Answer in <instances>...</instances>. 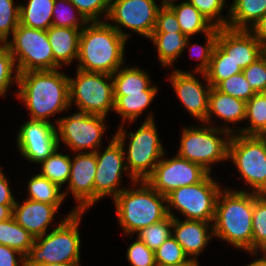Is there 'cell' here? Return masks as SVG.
<instances>
[{
	"label": "cell",
	"instance_id": "e0dca14e",
	"mask_svg": "<svg viewBox=\"0 0 266 266\" xmlns=\"http://www.w3.org/2000/svg\"><path fill=\"white\" fill-rule=\"evenodd\" d=\"M200 74L207 83L206 87L194 76L195 73L192 74L179 69L172 71L168 79H170L169 81H171L170 83L183 107L194 118L204 123L208 113L209 93L212 86L208 83L205 73Z\"/></svg>",
	"mask_w": 266,
	"mask_h": 266
},
{
	"label": "cell",
	"instance_id": "277c9868",
	"mask_svg": "<svg viewBox=\"0 0 266 266\" xmlns=\"http://www.w3.org/2000/svg\"><path fill=\"white\" fill-rule=\"evenodd\" d=\"M83 212L74 210L64 217L50 233L36 237L25 256V266L80 261L79 223Z\"/></svg>",
	"mask_w": 266,
	"mask_h": 266
},
{
	"label": "cell",
	"instance_id": "bcb514c9",
	"mask_svg": "<svg viewBox=\"0 0 266 266\" xmlns=\"http://www.w3.org/2000/svg\"><path fill=\"white\" fill-rule=\"evenodd\" d=\"M127 259L131 266H156L154 251L138 238L130 244Z\"/></svg>",
	"mask_w": 266,
	"mask_h": 266
},
{
	"label": "cell",
	"instance_id": "c3c4849f",
	"mask_svg": "<svg viewBox=\"0 0 266 266\" xmlns=\"http://www.w3.org/2000/svg\"><path fill=\"white\" fill-rule=\"evenodd\" d=\"M19 255V256H16ZM16 257H19L16 258ZM19 263V264H18ZM25 266V257L18 250L0 245V266Z\"/></svg>",
	"mask_w": 266,
	"mask_h": 266
},
{
	"label": "cell",
	"instance_id": "ac0fdd59",
	"mask_svg": "<svg viewBox=\"0 0 266 266\" xmlns=\"http://www.w3.org/2000/svg\"><path fill=\"white\" fill-rule=\"evenodd\" d=\"M97 171L95 152L76 153L71 159L67 191L70 190L78 205L75 212H85L94 204V179Z\"/></svg>",
	"mask_w": 266,
	"mask_h": 266
},
{
	"label": "cell",
	"instance_id": "52a82bcc",
	"mask_svg": "<svg viewBox=\"0 0 266 266\" xmlns=\"http://www.w3.org/2000/svg\"><path fill=\"white\" fill-rule=\"evenodd\" d=\"M236 133L237 130L230 127L217 128L208 124L206 126L204 123L202 127L184 128L177 154L181 158L201 165L210 173L213 163L229 159V142L232 134ZM223 134L226 135L225 139L218 137Z\"/></svg>",
	"mask_w": 266,
	"mask_h": 266
},
{
	"label": "cell",
	"instance_id": "f546056e",
	"mask_svg": "<svg viewBox=\"0 0 266 266\" xmlns=\"http://www.w3.org/2000/svg\"><path fill=\"white\" fill-rule=\"evenodd\" d=\"M158 91H143V94L114 96V112L122 116L123 121L133 123L149 106Z\"/></svg>",
	"mask_w": 266,
	"mask_h": 266
},
{
	"label": "cell",
	"instance_id": "816d5d0a",
	"mask_svg": "<svg viewBox=\"0 0 266 266\" xmlns=\"http://www.w3.org/2000/svg\"><path fill=\"white\" fill-rule=\"evenodd\" d=\"M14 205H0V221L13 217Z\"/></svg>",
	"mask_w": 266,
	"mask_h": 266
},
{
	"label": "cell",
	"instance_id": "5b68a950",
	"mask_svg": "<svg viewBox=\"0 0 266 266\" xmlns=\"http://www.w3.org/2000/svg\"><path fill=\"white\" fill-rule=\"evenodd\" d=\"M137 183L139 189H124L114 198L119 224L126 234H137L168 216L166 196L158 193L145 180Z\"/></svg>",
	"mask_w": 266,
	"mask_h": 266
},
{
	"label": "cell",
	"instance_id": "60d3db41",
	"mask_svg": "<svg viewBox=\"0 0 266 266\" xmlns=\"http://www.w3.org/2000/svg\"><path fill=\"white\" fill-rule=\"evenodd\" d=\"M15 68V69H13ZM14 58L6 43L0 44V96H5L11 82H18V75ZM16 72H14V71ZM15 75H14V73Z\"/></svg>",
	"mask_w": 266,
	"mask_h": 266
},
{
	"label": "cell",
	"instance_id": "4dcf8cb0",
	"mask_svg": "<svg viewBox=\"0 0 266 266\" xmlns=\"http://www.w3.org/2000/svg\"><path fill=\"white\" fill-rule=\"evenodd\" d=\"M27 188L29 191V198L27 199L55 205L57 208L60 207L64 198L68 195V192L64 191L62 193L57 184L39 173L29 179Z\"/></svg>",
	"mask_w": 266,
	"mask_h": 266
},
{
	"label": "cell",
	"instance_id": "5bb4252c",
	"mask_svg": "<svg viewBox=\"0 0 266 266\" xmlns=\"http://www.w3.org/2000/svg\"><path fill=\"white\" fill-rule=\"evenodd\" d=\"M125 138H115L108 144L104 152L99 149L95 152L97 171L94 179V204L105 196L114 199L125 188H118L122 172L126 171L125 164Z\"/></svg>",
	"mask_w": 266,
	"mask_h": 266
},
{
	"label": "cell",
	"instance_id": "2e32d148",
	"mask_svg": "<svg viewBox=\"0 0 266 266\" xmlns=\"http://www.w3.org/2000/svg\"><path fill=\"white\" fill-rule=\"evenodd\" d=\"M17 135V147L22 156L41 163L59 148L56 127L52 122L27 120Z\"/></svg>",
	"mask_w": 266,
	"mask_h": 266
},
{
	"label": "cell",
	"instance_id": "b9f144b4",
	"mask_svg": "<svg viewBox=\"0 0 266 266\" xmlns=\"http://www.w3.org/2000/svg\"><path fill=\"white\" fill-rule=\"evenodd\" d=\"M205 37H206L205 46H202L201 44L198 45L197 43H195V44L191 45V47H189L190 48L189 53L190 54L192 53V55L193 54L196 55L197 60L200 59L198 66H196V68L194 69V71L192 73H205L208 70L214 48L217 44L218 27H214L210 32L206 33ZM196 47H198V48H196Z\"/></svg>",
	"mask_w": 266,
	"mask_h": 266
},
{
	"label": "cell",
	"instance_id": "8fae6325",
	"mask_svg": "<svg viewBox=\"0 0 266 266\" xmlns=\"http://www.w3.org/2000/svg\"><path fill=\"white\" fill-rule=\"evenodd\" d=\"M228 158L252 192L262 194L266 190V136L232 134Z\"/></svg>",
	"mask_w": 266,
	"mask_h": 266
},
{
	"label": "cell",
	"instance_id": "83f0119b",
	"mask_svg": "<svg viewBox=\"0 0 266 266\" xmlns=\"http://www.w3.org/2000/svg\"><path fill=\"white\" fill-rule=\"evenodd\" d=\"M55 0H28L20 4V24L33 29L47 30L52 26Z\"/></svg>",
	"mask_w": 266,
	"mask_h": 266
},
{
	"label": "cell",
	"instance_id": "9f6ffc18",
	"mask_svg": "<svg viewBox=\"0 0 266 266\" xmlns=\"http://www.w3.org/2000/svg\"><path fill=\"white\" fill-rule=\"evenodd\" d=\"M260 252L264 253L262 255L266 257V246L263 249H261Z\"/></svg>",
	"mask_w": 266,
	"mask_h": 266
},
{
	"label": "cell",
	"instance_id": "ee69618b",
	"mask_svg": "<svg viewBox=\"0 0 266 266\" xmlns=\"http://www.w3.org/2000/svg\"><path fill=\"white\" fill-rule=\"evenodd\" d=\"M78 12L88 21H101V15L107 19L111 0H69Z\"/></svg>",
	"mask_w": 266,
	"mask_h": 266
},
{
	"label": "cell",
	"instance_id": "d590c367",
	"mask_svg": "<svg viewBox=\"0 0 266 266\" xmlns=\"http://www.w3.org/2000/svg\"><path fill=\"white\" fill-rule=\"evenodd\" d=\"M75 10L79 15H77L78 18L73 14V12L76 13ZM52 11L53 26L77 28L82 30L86 24H88V21L78 12V9L69 0H55Z\"/></svg>",
	"mask_w": 266,
	"mask_h": 266
},
{
	"label": "cell",
	"instance_id": "e575fe53",
	"mask_svg": "<svg viewBox=\"0 0 266 266\" xmlns=\"http://www.w3.org/2000/svg\"><path fill=\"white\" fill-rule=\"evenodd\" d=\"M266 246V196L254 192V206L252 214V252L256 255L258 250Z\"/></svg>",
	"mask_w": 266,
	"mask_h": 266
},
{
	"label": "cell",
	"instance_id": "f35d334b",
	"mask_svg": "<svg viewBox=\"0 0 266 266\" xmlns=\"http://www.w3.org/2000/svg\"><path fill=\"white\" fill-rule=\"evenodd\" d=\"M20 23V5L14 6V0H0V41L10 40L9 35Z\"/></svg>",
	"mask_w": 266,
	"mask_h": 266
},
{
	"label": "cell",
	"instance_id": "7c38bea8",
	"mask_svg": "<svg viewBox=\"0 0 266 266\" xmlns=\"http://www.w3.org/2000/svg\"><path fill=\"white\" fill-rule=\"evenodd\" d=\"M56 129L58 144L60 140L73 152L81 153L85 150L96 152L101 146L102 136L107 128L104 124L105 116L76 112L67 117L57 118Z\"/></svg>",
	"mask_w": 266,
	"mask_h": 266
},
{
	"label": "cell",
	"instance_id": "484cf974",
	"mask_svg": "<svg viewBox=\"0 0 266 266\" xmlns=\"http://www.w3.org/2000/svg\"><path fill=\"white\" fill-rule=\"evenodd\" d=\"M175 0L164 2L175 14L180 29L187 37L210 32L215 26L188 0L175 5Z\"/></svg>",
	"mask_w": 266,
	"mask_h": 266
},
{
	"label": "cell",
	"instance_id": "d6a6232c",
	"mask_svg": "<svg viewBox=\"0 0 266 266\" xmlns=\"http://www.w3.org/2000/svg\"><path fill=\"white\" fill-rule=\"evenodd\" d=\"M241 72L242 69L216 44L209 68L205 72L208 83L216 87L221 81Z\"/></svg>",
	"mask_w": 266,
	"mask_h": 266
},
{
	"label": "cell",
	"instance_id": "cb8c5ba5",
	"mask_svg": "<svg viewBox=\"0 0 266 266\" xmlns=\"http://www.w3.org/2000/svg\"><path fill=\"white\" fill-rule=\"evenodd\" d=\"M232 4L227 22L230 29L250 30L266 15V0H233Z\"/></svg>",
	"mask_w": 266,
	"mask_h": 266
},
{
	"label": "cell",
	"instance_id": "1f68e13d",
	"mask_svg": "<svg viewBox=\"0 0 266 266\" xmlns=\"http://www.w3.org/2000/svg\"><path fill=\"white\" fill-rule=\"evenodd\" d=\"M245 119H250V126L237 129V133L266 136V92L256 93L246 102Z\"/></svg>",
	"mask_w": 266,
	"mask_h": 266
},
{
	"label": "cell",
	"instance_id": "74e56055",
	"mask_svg": "<svg viewBox=\"0 0 266 266\" xmlns=\"http://www.w3.org/2000/svg\"><path fill=\"white\" fill-rule=\"evenodd\" d=\"M156 266H170L190 260L182 246L170 236L154 251Z\"/></svg>",
	"mask_w": 266,
	"mask_h": 266
},
{
	"label": "cell",
	"instance_id": "6da1fadb",
	"mask_svg": "<svg viewBox=\"0 0 266 266\" xmlns=\"http://www.w3.org/2000/svg\"><path fill=\"white\" fill-rule=\"evenodd\" d=\"M55 70L19 73L17 96L30 111V120L51 122L50 116L70 106L69 77Z\"/></svg>",
	"mask_w": 266,
	"mask_h": 266
},
{
	"label": "cell",
	"instance_id": "44dd1931",
	"mask_svg": "<svg viewBox=\"0 0 266 266\" xmlns=\"http://www.w3.org/2000/svg\"><path fill=\"white\" fill-rule=\"evenodd\" d=\"M57 211L58 208L55 205L26 199L22 204L15 202L13 217L19 225L36 238L47 233Z\"/></svg>",
	"mask_w": 266,
	"mask_h": 266
},
{
	"label": "cell",
	"instance_id": "4fadbf2b",
	"mask_svg": "<svg viewBox=\"0 0 266 266\" xmlns=\"http://www.w3.org/2000/svg\"><path fill=\"white\" fill-rule=\"evenodd\" d=\"M155 0H111L108 20L121 36L128 39L130 34L123 31L122 26L140 35L149 38L154 31L159 9Z\"/></svg>",
	"mask_w": 266,
	"mask_h": 266
},
{
	"label": "cell",
	"instance_id": "f5cc1de1",
	"mask_svg": "<svg viewBox=\"0 0 266 266\" xmlns=\"http://www.w3.org/2000/svg\"><path fill=\"white\" fill-rule=\"evenodd\" d=\"M41 266H80V261L65 262V263H52V264H45Z\"/></svg>",
	"mask_w": 266,
	"mask_h": 266
},
{
	"label": "cell",
	"instance_id": "db71d44e",
	"mask_svg": "<svg viewBox=\"0 0 266 266\" xmlns=\"http://www.w3.org/2000/svg\"><path fill=\"white\" fill-rule=\"evenodd\" d=\"M247 266H266V257L263 256L261 258H257L256 260L252 261Z\"/></svg>",
	"mask_w": 266,
	"mask_h": 266
},
{
	"label": "cell",
	"instance_id": "f1b7e54d",
	"mask_svg": "<svg viewBox=\"0 0 266 266\" xmlns=\"http://www.w3.org/2000/svg\"><path fill=\"white\" fill-rule=\"evenodd\" d=\"M35 237L19 225L14 217L0 221V245L18 250L25 257Z\"/></svg>",
	"mask_w": 266,
	"mask_h": 266
},
{
	"label": "cell",
	"instance_id": "681fc988",
	"mask_svg": "<svg viewBox=\"0 0 266 266\" xmlns=\"http://www.w3.org/2000/svg\"><path fill=\"white\" fill-rule=\"evenodd\" d=\"M0 169V205H15L16 199L13 197L9 187L7 177Z\"/></svg>",
	"mask_w": 266,
	"mask_h": 266
},
{
	"label": "cell",
	"instance_id": "4316f807",
	"mask_svg": "<svg viewBox=\"0 0 266 266\" xmlns=\"http://www.w3.org/2000/svg\"><path fill=\"white\" fill-rule=\"evenodd\" d=\"M182 32L152 33L148 38L157 48L158 58L162 66H173L175 60L189 44V39Z\"/></svg>",
	"mask_w": 266,
	"mask_h": 266
},
{
	"label": "cell",
	"instance_id": "7bdbcfd3",
	"mask_svg": "<svg viewBox=\"0 0 266 266\" xmlns=\"http://www.w3.org/2000/svg\"><path fill=\"white\" fill-rule=\"evenodd\" d=\"M203 14L215 27H227L229 17H221L226 0H188Z\"/></svg>",
	"mask_w": 266,
	"mask_h": 266
},
{
	"label": "cell",
	"instance_id": "11a10c76",
	"mask_svg": "<svg viewBox=\"0 0 266 266\" xmlns=\"http://www.w3.org/2000/svg\"><path fill=\"white\" fill-rule=\"evenodd\" d=\"M170 266H199V262L197 259H190L187 262L170 265Z\"/></svg>",
	"mask_w": 266,
	"mask_h": 266
},
{
	"label": "cell",
	"instance_id": "ab89813d",
	"mask_svg": "<svg viewBox=\"0 0 266 266\" xmlns=\"http://www.w3.org/2000/svg\"><path fill=\"white\" fill-rule=\"evenodd\" d=\"M215 88L222 93L244 100L245 102L249 101L256 94L242 72L221 81Z\"/></svg>",
	"mask_w": 266,
	"mask_h": 266
},
{
	"label": "cell",
	"instance_id": "836d02e7",
	"mask_svg": "<svg viewBox=\"0 0 266 266\" xmlns=\"http://www.w3.org/2000/svg\"><path fill=\"white\" fill-rule=\"evenodd\" d=\"M59 149L40 163L41 172L39 174L62 188L70 178L71 158L69 155L58 152Z\"/></svg>",
	"mask_w": 266,
	"mask_h": 266
},
{
	"label": "cell",
	"instance_id": "f907efd6",
	"mask_svg": "<svg viewBox=\"0 0 266 266\" xmlns=\"http://www.w3.org/2000/svg\"><path fill=\"white\" fill-rule=\"evenodd\" d=\"M261 45L266 48V15L250 29Z\"/></svg>",
	"mask_w": 266,
	"mask_h": 266
},
{
	"label": "cell",
	"instance_id": "3957f363",
	"mask_svg": "<svg viewBox=\"0 0 266 266\" xmlns=\"http://www.w3.org/2000/svg\"><path fill=\"white\" fill-rule=\"evenodd\" d=\"M254 192L225 189L219 192L213 235L236 248L252 252Z\"/></svg>",
	"mask_w": 266,
	"mask_h": 266
},
{
	"label": "cell",
	"instance_id": "8d00e7d4",
	"mask_svg": "<svg viewBox=\"0 0 266 266\" xmlns=\"http://www.w3.org/2000/svg\"><path fill=\"white\" fill-rule=\"evenodd\" d=\"M173 217L168 215L165 219L138 231L137 238L144 242L149 249L156 251L160 245L172 236Z\"/></svg>",
	"mask_w": 266,
	"mask_h": 266
},
{
	"label": "cell",
	"instance_id": "6f0895ef",
	"mask_svg": "<svg viewBox=\"0 0 266 266\" xmlns=\"http://www.w3.org/2000/svg\"><path fill=\"white\" fill-rule=\"evenodd\" d=\"M262 195L266 196V190L262 193Z\"/></svg>",
	"mask_w": 266,
	"mask_h": 266
},
{
	"label": "cell",
	"instance_id": "ba28073f",
	"mask_svg": "<svg viewBox=\"0 0 266 266\" xmlns=\"http://www.w3.org/2000/svg\"><path fill=\"white\" fill-rule=\"evenodd\" d=\"M5 43L14 58L18 73L55 70L60 66L55 60L47 37V30L33 29L19 23Z\"/></svg>",
	"mask_w": 266,
	"mask_h": 266
},
{
	"label": "cell",
	"instance_id": "30bf717a",
	"mask_svg": "<svg viewBox=\"0 0 266 266\" xmlns=\"http://www.w3.org/2000/svg\"><path fill=\"white\" fill-rule=\"evenodd\" d=\"M76 72V78L69 77L70 106L75 102L79 112L107 117L115 104L112 75L79 69Z\"/></svg>",
	"mask_w": 266,
	"mask_h": 266
},
{
	"label": "cell",
	"instance_id": "9c48e42d",
	"mask_svg": "<svg viewBox=\"0 0 266 266\" xmlns=\"http://www.w3.org/2000/svg\"><path fill=\"white\" fill-rule=\"evenodd\" d=\"M221 190L209 173L201 182L182 186L166 195L167 213L174 218L175 215L170 210L175 208L185 220L213 223L216 201Z\"/></svg>",
	"mask_w": 266,
	"mask_h": 266
},
{
	"label": "cell",
	"instance_id": "8992f818",
	"mask_svg": "<svg viewBox=\"0 0 266 266\" xmlns=\"http://www.w3.org/2000/svg\"><path fill=\"white\" fill-rule=\"evenodd\" d=\"M123 126H119L114 137L126 138L129 136L127 154L124 155L125 165L132 184L137 185V181L146 180L153 173L165 151L159 140L153 115L150 113L136 132H129L127 135Z\"/></svg>",
	"mask_w": 266,
	"mask_h": 266
},
{
	"label": "cell",
	"instance_id": "d4e9b609",
	"mask_svg": "<svg viewBox=\"0 0 266 266\" xmlns=\"http://www.w3.org/2000/svg\"><path fill=\"white\" fill-rule=\"evenodd\" d=\"M112 78L114 83V96L143 94V91H158L156 85L151 86L149 74L138 67H120L112 74Z\"/></svg>",
	"mask_w": 266,
	"mask_h": 266
},
{
	"label": "cell",
	"instance_id": "7dc6e473",
	"mask_svg": "<svg viewBox=\"0 0 266 266\" xmlns=\"http://www.w3.org/2000/svg\"><path fill=\"white\" fill-rule=\"evenodd\" d=\"M182 32L174 12L164 3L159 9L153 33Z\"/></svg>",
	"mask_w": 266,
	"mask_h": 266
},
{
	"label": "cell",
	"instance_id": "d6986e66",
	"mask_svg": "<svg viewBox=\"0 0 266 266\" xmlns=\"http://www.w3.org/2000/svg\"><path fill=\"white\" fill-rule=\"evenodd\" d=\"M217 45L242 70L265 54V48L250 30L218 28Z\"/></svg>",
	"mask_w": 266,
	"mask_h": 266
},
{
	"label": "cell",
	"instance_id": "9a60e30c",
	"mask_svg": "<svg viewBox=\"0 0 266 266\" xmlns=\"http://www.w3.org/2000/svg\"><path fill=\"white\" fill-rule=\"evenodd\" d=\"M165 154L155 166L153 173L145 180L153 189L162 195L172 190L201 182L209 172L201 165L187 159L175 157L165 159Z\"/></svg>",
	"mask_w": 266,
	"mask_h": 266
},
{
	"label": "cell",
	"instance_id": "f6af8a7d",
	"mask_svg": "<svg viewBox=\"0 0 266 266\" xmlns=\"http://www.w3.org/2000/svg\"><path fill=\"white\" fill-rule=\"evenodd\" d=\"M255 93L266 92V54L242 70Z\"/></svg>",
	"mask_w": 266,
	"mask_h": 266
},
{
	"label": "cell",
	"instance_id": "7a4b0ae2",
	"mask_svg": "<svg viewBox=\"0 0 266 266\" xmlns=\"http://www.w3.org/2000/svg\"><path fill=\"white\" fill-rule=\"evenodd\" d=\"M88 24L80 32L76 69L112 75L124 65L127 39L106 21Z\"/></svg>",
	"mask_w": 266,
	"mask_h": 266
},
{
	"label": "cell",
	"instance_id": "ffe728a7",
	"mask_svg": "<svg viewBox=\"0 0 266 266\" xmlns=\"http://www.w3.org/2000/svg\"><path fill=\"white\" fill-rule=\"evenodd\" d=\"M210 224L206 221H181L176 216L173 218L172 236L189 259H196L211 240L213 227L210 228Z\"/></svg>",
	"mask_w": 266,
	"mask_h": 266
},
{
	"label": "cell",
	"instance_id": "603a6c76",
	"mask_svg": "<svg viewBox=\"0 0 266 266\" xmlns=\"http://www.w3.org/2000/svg\"><path fill=\"white\" fill-rule=\"evenodd\" d=\"M212 115L221 118L226 123H237L245 120L246 102L222 93L212 87L209 93L208 113L204 123H210Z\"/></svg>",
	"mask_w": 266,
	"mask_h": 266
},
{
	"label": "cell",
	"instance_id": "7402d4cb",
	"mask_svg": "<svg viewBox=\"0 0 266 266\" xmlns=\"http://www.w3.org/2000/svg\"><path fill=\"white\" fill-rule=\"evenodd\" d=\"M80 29L50 26L47 37L51 45L54 60L60 65L72 63L78 57Z\"/></svg>",
	"mask_w": 266,
	"mask_h": 266
}]
</instances>
